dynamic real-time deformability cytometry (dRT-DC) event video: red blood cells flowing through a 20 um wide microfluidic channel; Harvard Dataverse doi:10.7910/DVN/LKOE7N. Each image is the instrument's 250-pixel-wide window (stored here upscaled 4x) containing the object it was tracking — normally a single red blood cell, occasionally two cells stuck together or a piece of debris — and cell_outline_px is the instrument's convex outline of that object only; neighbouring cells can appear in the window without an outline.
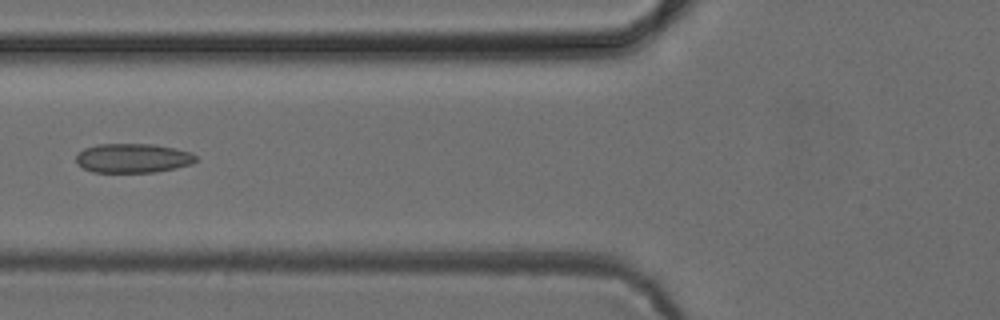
{"species": "common noctule bat (a hibernating species)", "species_latin": "Nyctalus noctula", "temperature_condition": "cold", "stored_images_in_passage": 6, "camera_frame_rate_fps": 3000, "um_per_image_px": 0.085, "animal": {"sex": "female", "body_mass_g": 24.6, "forearm_length_mm": 56.2}, "frame": {"image": 1, "passage_image": 6, "time_ms": 6.0, "image_size_px": [1000, 320], "cell_outline_px": [[196, 160], [192, 164], [176, 168], [156, 172], [92, 172], [76, 164], [76, 156], [84, 148], [100, 144], [152, 144], [176, 148], [192, 152], [196, 156]], "centroid_in_image_um": [11.31, 13.44], "position_along_channel_um": 114.5, "area_um2": 20.52}}